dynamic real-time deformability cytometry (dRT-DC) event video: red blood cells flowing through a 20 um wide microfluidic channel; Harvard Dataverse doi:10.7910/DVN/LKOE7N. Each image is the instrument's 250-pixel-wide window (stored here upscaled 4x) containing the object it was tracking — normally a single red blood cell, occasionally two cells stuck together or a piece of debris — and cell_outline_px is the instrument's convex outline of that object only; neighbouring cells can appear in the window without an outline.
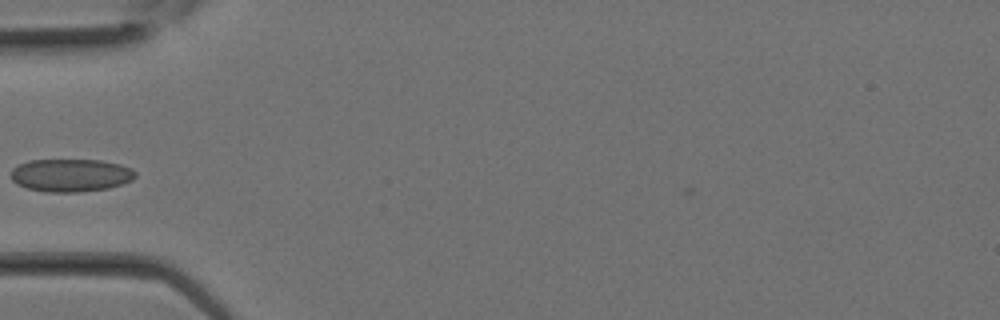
{"species": "Egyptian fruit bat (a non-hibernating species)", "species_latin": "Rousettus aegyptiacus", "temperature_condition": "room temperature", "stored_images_in_passage": 10, "camera_frame_rate_fps": 3000, "um_per_image_px": 0.085, "animal": {"sex": "female"}, "frame": {"image": 1, "passage_image": 4, "time_ms": 1.0, "image_size_px": [1000, 320], "cell_outline_px": [[136, 176], [132, 180], [108, 188], [80, 192], [48, 192], [28, 188], [16, 184], [12, 180], [12, 168], [16, 164], [28, 160], [100, 160], [120, 164], [132, 168], [136, 172]], "centroid_in_image_um": [6.0, 14.89], "position_along_channel_um": 79.0, "area_um2": 23.93}}
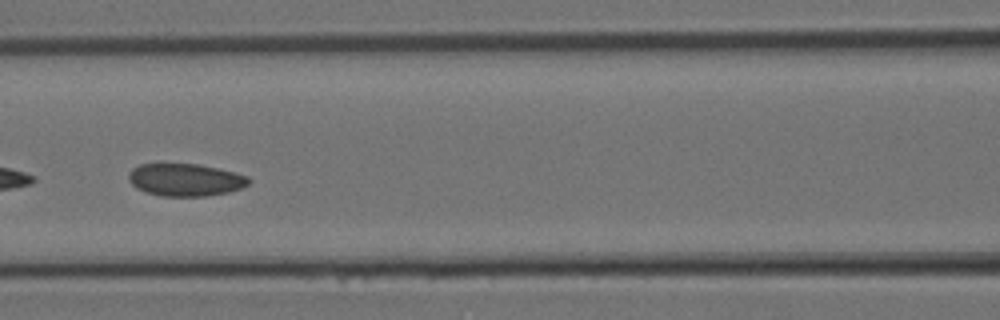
{"frame": {"image": 2, "passage_image": 7, "time_ms": 2.0, "image_size_px": [1000, 320], "cell_outline_px": [[252, 180], [248, 184], [240, 188], [228, 192], [204, 196], [164, 196], [144, 192], [136, 188], [128, 180], [128, 172], [132, 168], [140, 164], [160, 160], [200, 164], [248, 176]], "centroid_in_image_um": [15.66, 15.23], "position_along_channel_um": 150.9, "area_um2": 23.58}}
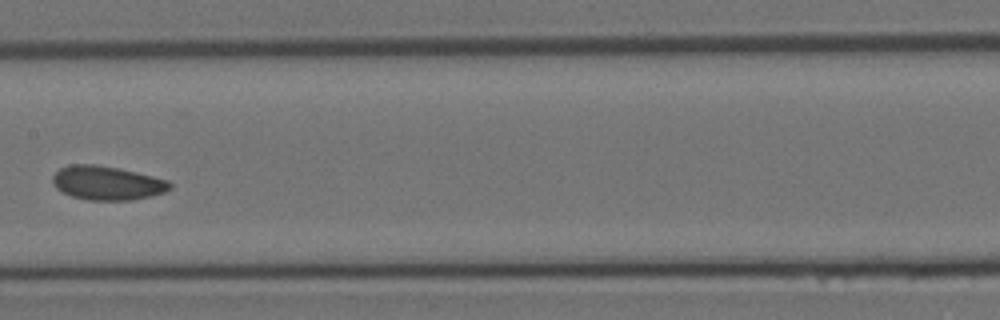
{"frame": {"image": 3, "passage_image": 9, "time_ms": 2.667, "image_size_px": [1000, 320], "cell_outline_px": [[172, 188], [164, 192], [132, 200], [88, 200], [72, 196], [56, 188], [52, 184], [52, 176], [60, 168], [72, 164], [96, 164], [120, 168], [168, 180], [172, 184]], "centroid_in_image_um": [9.09, 15.54], "position_along_channel_um": 198.3, "area_um2": 23.18}}